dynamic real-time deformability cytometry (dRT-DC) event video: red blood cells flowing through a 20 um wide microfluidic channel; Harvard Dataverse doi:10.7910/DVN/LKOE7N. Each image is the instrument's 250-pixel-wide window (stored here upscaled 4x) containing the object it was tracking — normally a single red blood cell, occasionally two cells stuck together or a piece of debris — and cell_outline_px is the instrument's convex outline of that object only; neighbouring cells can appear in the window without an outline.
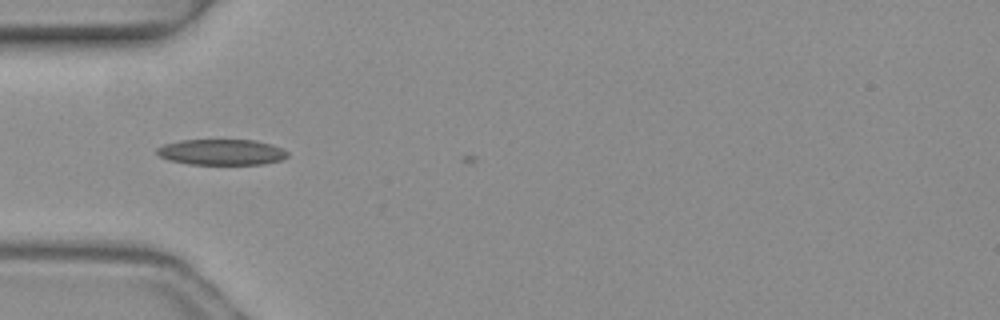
{"species": "common noctule bat (a hibernating species)", "species_latin": "Nyctalus noctula", "temperature_condition": "warm", "stored_images_in_passage": 5, "camera_frame_rate_fps": 3000, "um_per_image_px": 0.085, "animal": {"sex": "female", "body_mass_g": 19.3, "forearm_length_mm": 54.1}, "frame": {"image": 1, "passage_image": 5, "time_ms": 1.333, "image_size_px": [1000, 320], "cell_outline_px": [[288, 156], [280, 160], [264, 164], [188, 164], [168, 160], [160, 156], [156, 152], [156, 148], [164, 144], [180, 140], [256, 140], [272, 144], [284, 148], [288, 152]], "centroid_in_image_um": [18.84, 12.92], "position_along_channel_um": 66.2, "area_um2": 19.77}}